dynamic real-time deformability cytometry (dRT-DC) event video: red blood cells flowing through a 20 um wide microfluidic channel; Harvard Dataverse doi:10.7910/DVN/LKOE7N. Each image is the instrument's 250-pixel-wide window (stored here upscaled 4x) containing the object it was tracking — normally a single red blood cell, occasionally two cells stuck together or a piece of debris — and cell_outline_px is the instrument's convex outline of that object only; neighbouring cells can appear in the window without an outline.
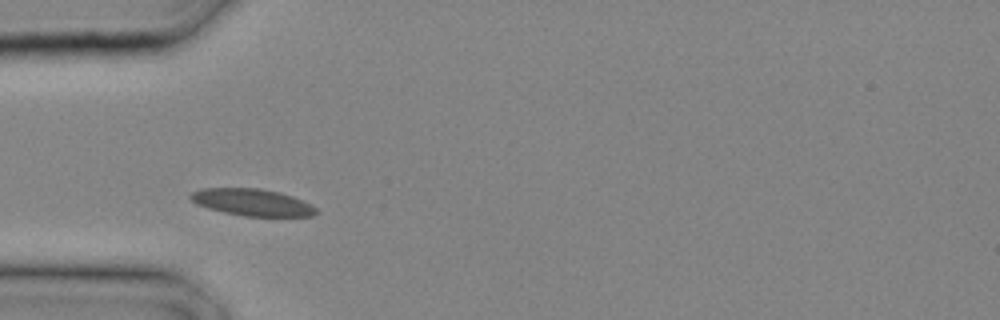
{"species": "common noctule bat (a hibernating species)", "species_latin": "Nyctalus noctula", "temperature_condition": "cold", "stored_images_in_passage": 9, "camera_frame_rate_fps": 3000, "um_per_image_px": 0.085, "animal": {"sex": "male", "body_mass_g": 20.4}, "frame": {"image": 1, "passage_image": 2, "time_ms": 0.333, "image_size_px": [1000, 320], "cell_outline_px": [[320, 212], [312, 216], [244, 216], [224, 212], [208, 208], [196, 204], [188, 196], [192, 192], [200, 188], [260, 188], [280, 192], [292, 196], [316, 208]], "centroid_in_image_um": [21.41, 17.19], "position_along_channel_um": 63.6, "area_um2": 19.65}}
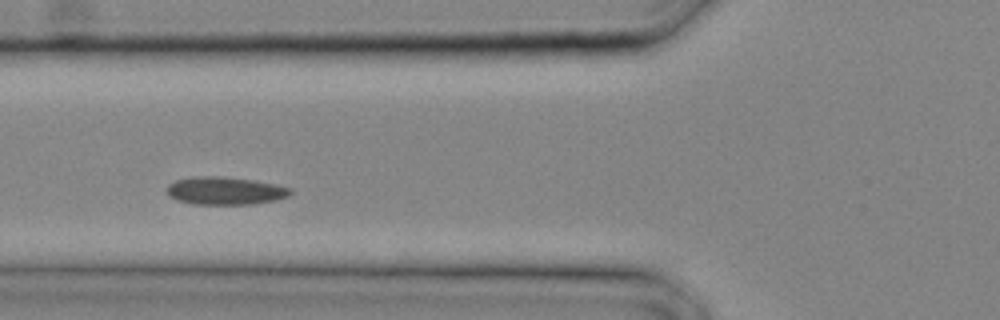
{"frame": {"image": 2, "passage_image": 4, "time_ms": 1.0, "image_size_px": [1000, 320], "cell_outline_px": [[292, 196], [280, 200], [256, 204], [188, 204], [176, 200], [168, 196], [164, 192], [164, 188], [172, 180], [192, 176], [220, 176], [256, 180], [276, 184], [292, 188]], "centroid_in_image_um": [19.12, 16.21], "position_along_channel_um": 106.7, "area_um2": 20.92}}